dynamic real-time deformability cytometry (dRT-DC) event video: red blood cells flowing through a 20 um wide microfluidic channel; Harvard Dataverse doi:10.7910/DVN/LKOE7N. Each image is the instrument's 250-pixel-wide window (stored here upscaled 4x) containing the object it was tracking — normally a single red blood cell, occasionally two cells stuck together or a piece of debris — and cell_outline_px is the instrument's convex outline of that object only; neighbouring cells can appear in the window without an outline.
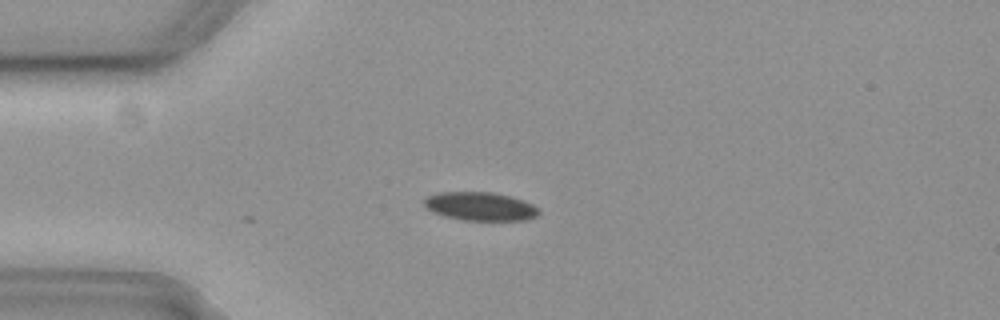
{"species": "common noctule bat (a hibernating species)", "species_latin": "Nyctalus noctula", "temperature_condition": "cold", "stored_images_in_passage": 17, "camera_frame_rate_fps": 3000, "um_per_image_px": 0.085, "animal": {"sex": "female", "body_mass_g": 19.3, "forearm_length_mm": 54.1}, "frame": {"image": 1, "passage_image": 1, "time_ms": 0.0, "image_size_px": [1000, 320], "cell_outline_px": [[540, 212], [536, 216], [528, 220], [464, 220], [444, 216], [432, 212], [424, 208], [424, 200], [428, 196], [436, 192], [492, 192], [512, 196], [524, 200], [540, 208]], "centroid_in_image_um": [40.83, 17.53], "position_along_channel_um": 44.2, "area_um2": 19.31}}
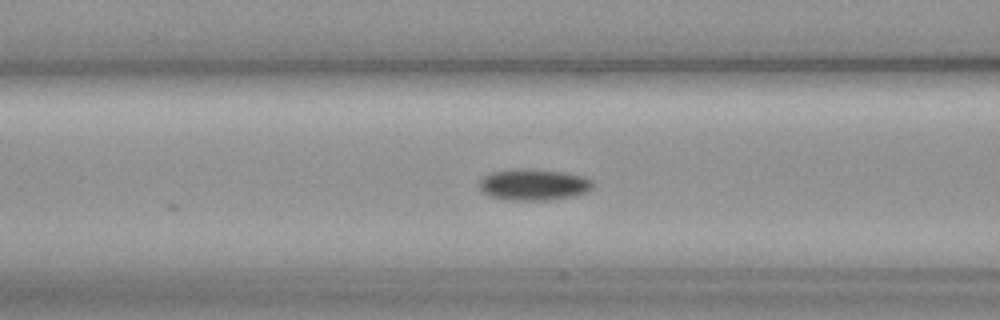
{"frame": {"image": 2, "passage_image": 9, "time_ms": 2.667, "image_size_px": [1000, 320], "cell_outline_px": [[592, 188], [576, 196], [544, 200], [508, 200], [488, 196], [480, 188], [480, 180], [484, 176], [492, 172], [564, 172], [580, 176], [592, 180]], "centroid_in_image_um": [45.37, 15.76], "position_along_channel_um": 121.2, "area_um2": 19.48}}
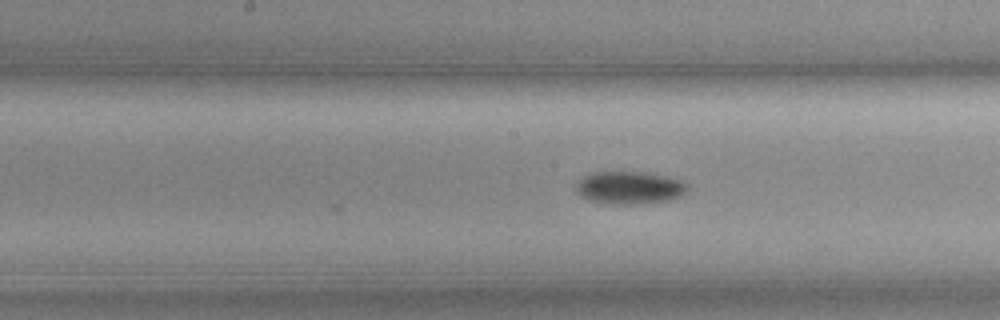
{"frame": {"image": 3, "passage_image": 15, "time_ms": 4.667, "image_size_px": [1000, 320], "cell_outline_px": [[688, 188], [680, 196], [668, 200], [640, 204], [608, 204], [588, 200], [580, 196], [576, 192], [576, 184], [584, 176], [592, 172], [648, 172], [668, 176], [680, 180], [688, 184]], "centroid_in_image_um": [53.49, 15.95], "position_along_channel_um": 194.7, "area_um2": 21.39}}